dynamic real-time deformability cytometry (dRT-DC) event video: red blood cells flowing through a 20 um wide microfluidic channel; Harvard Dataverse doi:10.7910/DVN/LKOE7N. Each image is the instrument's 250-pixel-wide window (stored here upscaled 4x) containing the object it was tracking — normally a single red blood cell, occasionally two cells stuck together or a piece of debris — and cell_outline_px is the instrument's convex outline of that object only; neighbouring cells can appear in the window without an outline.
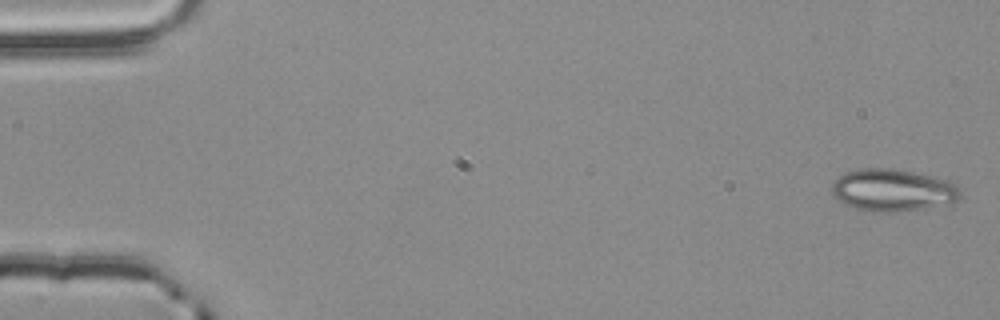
{"species": "common noctule bat (a hibernating species)", "species_latin": "Nyctalus noctula", "temperature_condition": "room temperature", "stored_images_in_passage": 4, "camera_frame_rate_fps": 3000, "um_per_image_px": 0.085, "animal": {"sex": "male", "body_mass_g": 20.4}, "frame": {"image": 1, "passage_image": 1, "time_ms": 0.0, "image_size_px": [1000, 320], "cell_outline_px": [[960, 196], [952, 204], [924, 208], [888, 212], [872, 212], [856, 208], [844, 204], [832, 192], [832, 184], [840, 176], [848, 172], [860, 168], [892, 168], [912, 172], [948, 180], [960, 188]], "centroid_in_image_um": [75.91, 16.17], "position_along_channel_um": 9.1, "area_um2": 31.33}}